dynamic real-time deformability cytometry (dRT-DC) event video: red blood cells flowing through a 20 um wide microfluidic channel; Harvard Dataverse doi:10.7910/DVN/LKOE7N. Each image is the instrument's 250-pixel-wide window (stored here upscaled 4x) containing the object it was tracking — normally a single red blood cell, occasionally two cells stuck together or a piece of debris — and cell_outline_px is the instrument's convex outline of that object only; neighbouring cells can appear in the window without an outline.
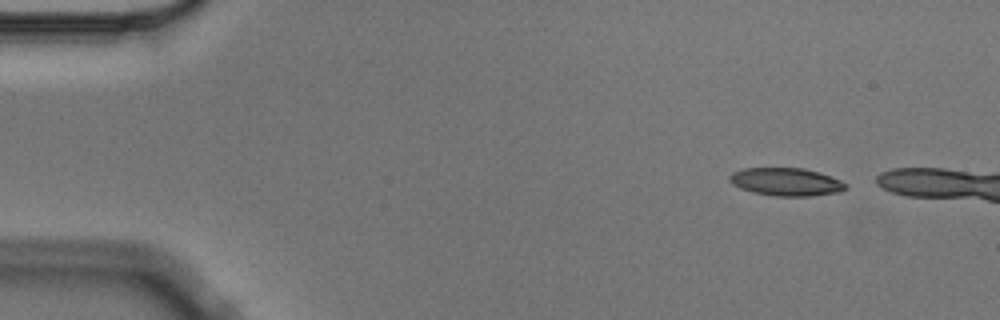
{"species": "Egyptian fruit bat (a non-hibernating species)", "species_latin": "Rousettus aegyptiacus", "temperature_condition": "cold", "stored_images_in_passage": 3, "camera_frame_rate_fps": 3000, "um_per_image_px": 0.085, "animal": {"sex": "male"}, "frame": {"image": 1, "passage_image": 1, "time_ms": 0.0, "image_size_px": [1000, 320], "cell_outline_px": [[848, 188], [840, 192], [808, 196], [776, 196], [752, 192], [740, 188], [732, 184], [728, 180], [728, 176], [732, 172], [744, 168], [804, 168], [820, 172], [840, 180], [848, 184]], "centroid_in_image_um": [66.82, 15.45], "position_along_channel_um": 18.2, "area_um2": 19.07}}